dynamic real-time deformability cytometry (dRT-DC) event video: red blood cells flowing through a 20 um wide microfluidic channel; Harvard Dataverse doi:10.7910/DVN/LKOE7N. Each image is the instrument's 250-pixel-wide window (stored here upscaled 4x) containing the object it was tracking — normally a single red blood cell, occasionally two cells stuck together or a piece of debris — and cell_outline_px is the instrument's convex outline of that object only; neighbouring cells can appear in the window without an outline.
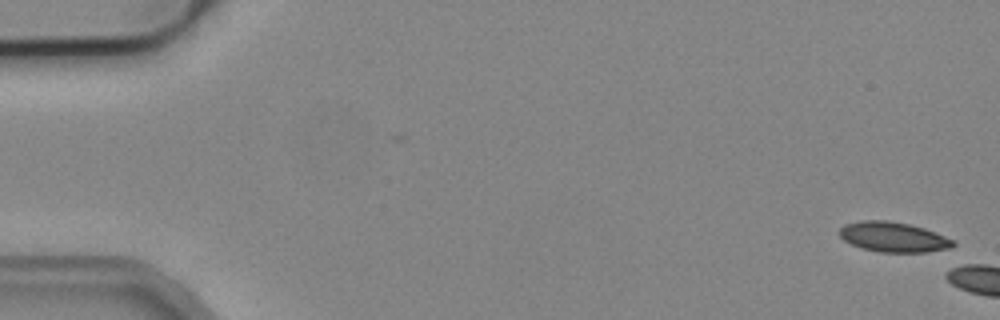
{"species": "common noctule bat (a hibernating species)", "species_latin": "Nyctalus noctula", "temperature_condition": "cold", "stored_images_in_passage": 2, "camera_frame_rate_fps": 3000, "um_per_image_px": 0.085, "animal": {"sex": "male", "body_mass_g": 19.2, "forearm_length_mm": 51.8}, "frame": {"image": 1, "passage_image": 1, "time_ms": 0.0, "image_size_px": [1000, 320], "cell_outline_px": [[956, 244], [952, 248], [928, 252], [880, 252], [860, 248], [844, 240], [840, 236], [840, 228], [844, 224], [860, 220], [888, 220], [908, 224], [924, 228], [956, 240]], "centroid_in_image_um": [75.96, 20.15], "position_along_channel_um": 9.0, "area_um2": 20.06}}